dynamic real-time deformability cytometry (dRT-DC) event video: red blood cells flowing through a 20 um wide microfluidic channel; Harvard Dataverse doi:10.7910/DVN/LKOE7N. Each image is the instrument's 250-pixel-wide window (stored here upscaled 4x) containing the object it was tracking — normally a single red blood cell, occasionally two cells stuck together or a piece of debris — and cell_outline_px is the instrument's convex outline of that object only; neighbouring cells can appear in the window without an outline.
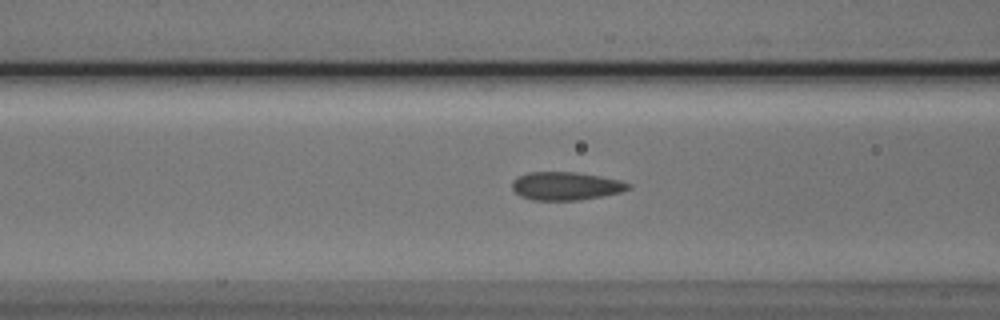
{"species": "Egyptian fruit bat (a non-hibernating species)", "species_latin": "Rousettus aegyptiacus", "temperature_condition": "cold", "stored_images_in_passage": 52, "camera_frame_rate_fps": 3000, "um_per_image_px": 0.085, "animal": {"sex": "male"}, "frame": {"image": 1, "passage_image": 19, "time_ms": 6.0, "image_size_px": [1000, 320], "cell_outline_px": [[632, 188], [620, 192], [580, 200], [532, 200], [520, 196], [512, 188], [512, 180], [528, 172], [576, 172], [600, 176], [620, 180], [632, 184]], "centroid_in_image_um": [48.11, 15.81], "position_along_channel_um": 118.5, "area_um2": 19.07}}
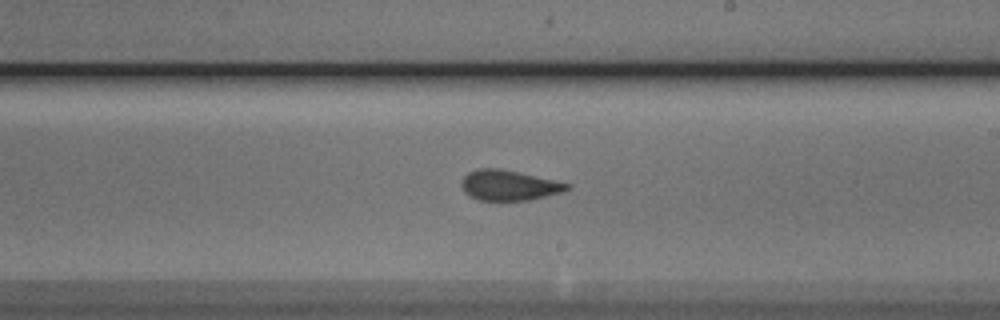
{"frame": {"image": 2, "passage_image": 29, "time_ms": 9.333, "image_size_px": [1000, 320], "cell_outline_px": [[572, 184], [568, 188], [560, 192], [528, 200], [480, 200], [468, 196], [464, 192], [460, 184], [460, 180], [468, 172], [476, 168], [500, 168]], "centroid_in_image_um": [43.18, 15.74], "position_along_channel_um": 245.8, "area_um2": 18.55}}
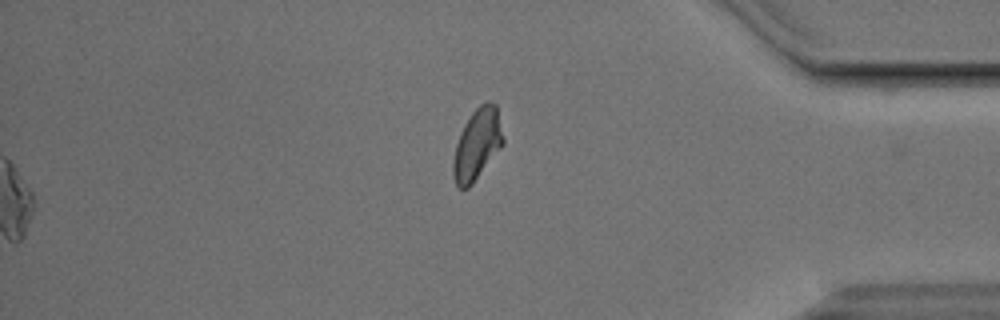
{"frame": {"image": 3, "passage_image": 52, "time_ms": 17.0, "image_size_px": [1000, 320], "cell_outline_px": [[504, 144], [472, 184], [468, 188], [460, 188], [456, 184], [452, 176], [452, 160], [456, 144], [460, 132], [464, 124], [472, 112], [480, 104], [488, 100], [496, 104], [504, 140]], "centroid_in_image_um": [40.54, 12.26], "position_along_channel_um": 394.7, "area_um2": 20.75}, "authors_computed_cell_mechanics": {"area_um2": 19.1318, "velocity_mm_per_s": 3.822, "shape_relaxation_time_tau1_ms": 10.6588, "shape_relaxation_time_tau2_ms": 1.8999, "deformation_change_tau1": 0.1834, "deformation_change_tau2": 0.0601}}